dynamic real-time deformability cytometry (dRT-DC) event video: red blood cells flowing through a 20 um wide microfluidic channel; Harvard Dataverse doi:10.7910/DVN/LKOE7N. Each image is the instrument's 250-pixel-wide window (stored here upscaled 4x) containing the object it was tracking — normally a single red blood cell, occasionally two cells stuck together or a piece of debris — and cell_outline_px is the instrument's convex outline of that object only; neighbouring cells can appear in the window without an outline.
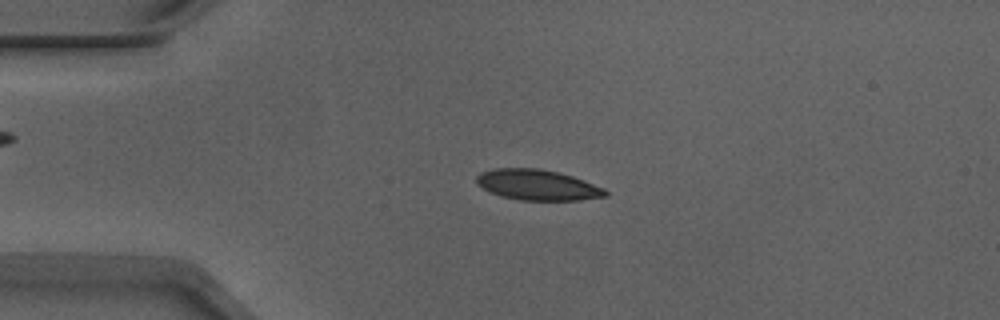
{"species": "Egyptian fruit bat (a non-hibernating species)", "species_latin": "Rousettus aegyptiacus", "temperature_condition": "warm", "stored_images_in_passage": 45, "camera_frame_rate_fps": 3000, "um_per_image_px": 0.085, "animal": {"sex": "male"}, "frame": {"image": 1, "passage_image": 5, "time_ms": 1.333, "image_size_px": [1000, 320], "cell_outline_px": [[608, 196], [576, 200], [520, 200], [500, 196], [476, 184], [476, 176], [480, 172], [496, 168], [540, 168], [560, 172], [584, 180], [604, 188], [608, 192]], "centroid_in_image_um": [45.69, 15.71], "position_along_channel_um": 39.3, "area_um2": 23.0}}
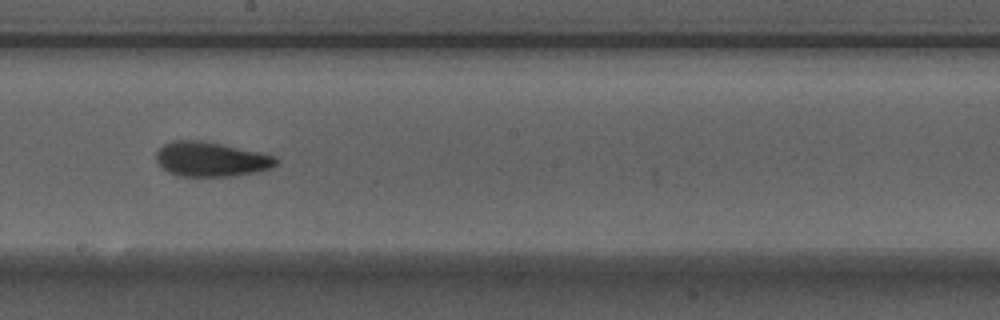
{"frame": {"image": 2, "passage_image": 22, "time_ms": 7.0, "image_size_px": [1000, 320], "cell_outline_px": [[280, 160], [272, 168], [256, 172], [228, 176], [180, 176], [168, 172], [156, 160], [156, 152], [164, 144], [172, 140], [200, 140], [220, 144], [256, 152], [272, 156]], "centroid_in_image_um": [17.9, 13.54], "position_along_channel_um": 230.3, "area_um2": 23.81}}
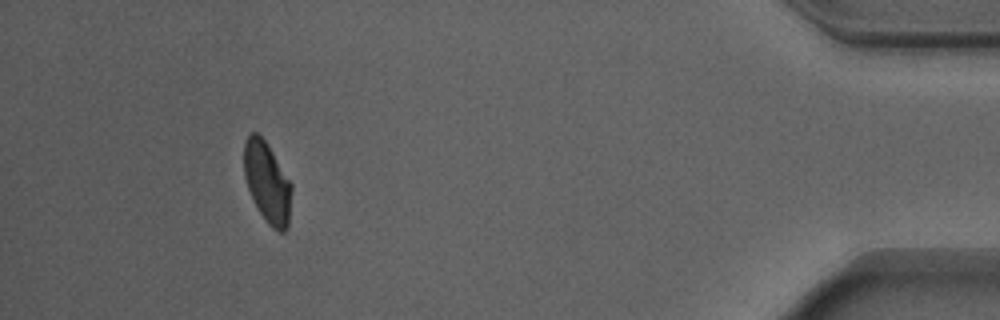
{"frame": {"image": 3, "passage_image": 41, "time_ms": 13.333, "image_size_px": [1000, 320], "cell_outline_px": [[292, 188], [288, 228], [284, 232], [280, 232], [272, 228], [264, 220], [248, 188], [244, 176], [244, 144], [248, 136], [252, 132], [256, 132], [264, 140], [272, 152], [292, 184]], "centroid_in_image_um": [22.72, 15.54], "position_along_channel_um": 412.5, "area_um2": 22.14}, "authors_computed_cell_mechanics": {"area_um2": 23.2356, "velocity_mm_per_s": 3.9045, "shape_relaxation_time_tau1_ms": 6.3152, "shape_relaxation_time_tau2_ms": 1.9615, "deformation_change_tau1": 0.1528, "deformation_change_tau2": 0.0852}}